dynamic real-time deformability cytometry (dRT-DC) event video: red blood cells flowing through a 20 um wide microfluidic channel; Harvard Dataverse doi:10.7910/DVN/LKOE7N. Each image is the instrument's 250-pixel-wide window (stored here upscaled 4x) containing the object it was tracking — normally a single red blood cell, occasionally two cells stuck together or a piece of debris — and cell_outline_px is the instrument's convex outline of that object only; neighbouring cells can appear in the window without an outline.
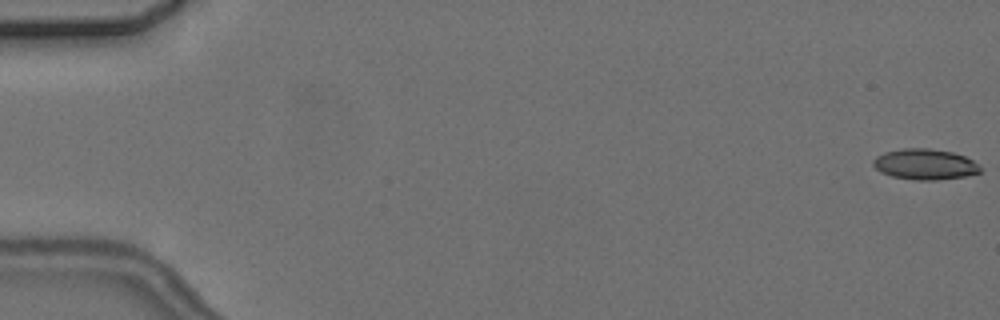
{"species": "common noctule bat (a hibernating species)", "species_latin": "Nyctalus noctula", "temperature_condition": "cold", "stored_images_in_passage": 4, "camera_frame_rate_fps": 3000, "um_per_image_px": 0.085, "animal": {"sex": "female", "body_mass_g": 24.6, "forearm_length_mm": 56.2}, "frame": {"image": 1, "passage_image": 1, "time_ms": 0.0, "image_size_px": [1000, 320], "cell_outline_px": [[980, 172], [964, 176], [936, 180], [916, 180], [892, 176], [880, 172], [872, 164], [872, 160], [876, 156], [884, 152], [904, 148], [928, 148], [952, 152], [964, 156], [980, 164]], "centroid_in_image_um": [78.6, 13.96], "position_along_channel_um": 6.4, "area_um2": 19.13}}